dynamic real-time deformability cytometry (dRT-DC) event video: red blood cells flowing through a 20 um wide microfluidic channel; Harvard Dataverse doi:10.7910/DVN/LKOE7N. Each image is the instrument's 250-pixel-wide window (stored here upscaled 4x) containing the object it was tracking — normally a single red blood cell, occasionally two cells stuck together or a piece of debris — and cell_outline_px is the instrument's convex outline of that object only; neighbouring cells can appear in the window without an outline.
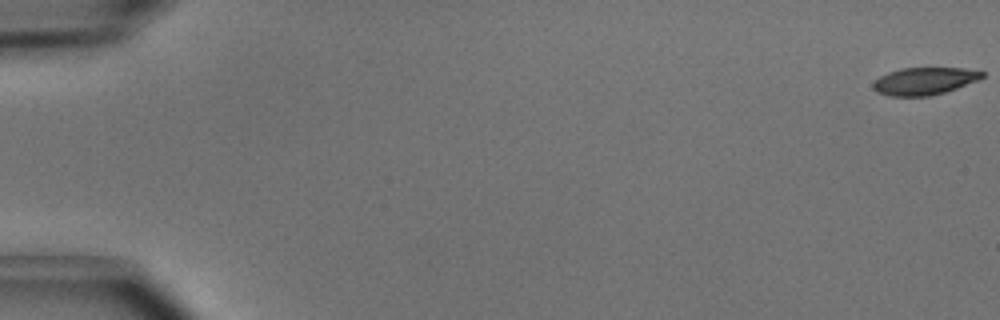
{"species": "common noctule bat (a hibernating species)", "species_latin": "Nyctalus noctula", "temperature_condition": "cold", "stored_images_in_passage": 51, "camera_frame_rate_fps": 3000, "um_per_image_px": 0.085, "animal": {"sex": "male", "body_mass_g": 15.6}, "frame": {"image": 1, "passage_image": 1, "time_ms": 0.0, "image_size_px": [1000, 320], "cell_outline_px": [[984, 76], [980, 80], [944, 92], [928, 96], [888, 96], [876, 92], [872, 88], [872, 84], [880, 76], [888, 72], [900, 68], [964, 68], [984, 72]], "centroid_in_image_um": [78.55, 6.89], "position_along_channel_um": 6.4, "area_um2": 17.46}}
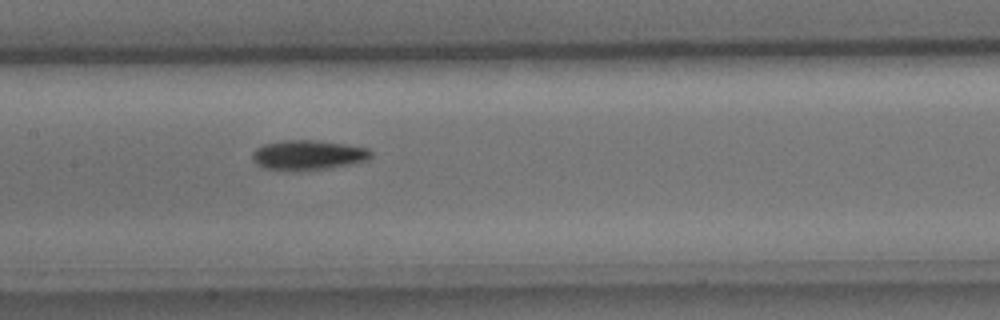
{"frame": {"image": 2, "passage_image": 26, "time_ms": 8.333, "image_size_px": [1000, 320], "cell_outline_px": [[372, 156], [368, 160], [352, 164], [328, 168], [296, 172], [284, 172], [264, 168], [256, 164], [252, 160], [252, 152], [256, 148], [264, 144], [284, 140], [316, 140], [344, 144], [368, 148], [372, 152]], "centroid_in_image_um": [26.15, 13.2], "position_along_channel_um": 181.3, "area_um2": 21.1}}
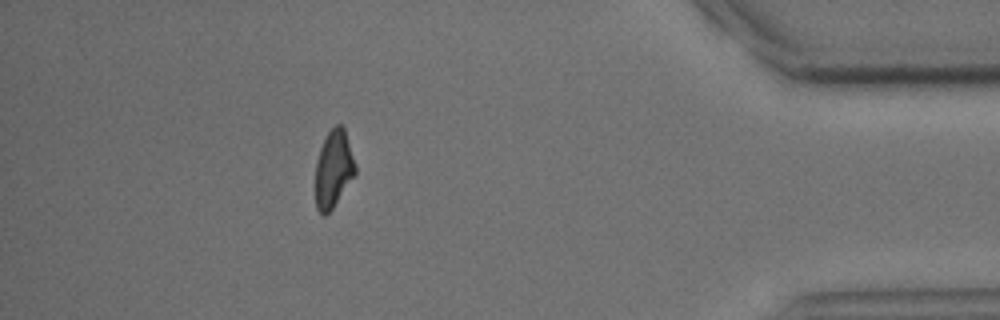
{"frame": {"image": 3, "passage_image": 46, "time_ms": 15.0, "image_size_px": [1000, 320], "cell_outline_px": [[356, 172], [332, 208], [324, 216], [316, 208], [316, 160], [324, 136], [336, 124], [340, 124], [344, 128], [356, 164]], "centroid_in_image_um": [28.34, 14.32], "position_along_channel_um": 406.9, "area_um2": 17.74}, "authors_computed_cell_mechanics": {"area_um2": 19.2474, "velocity_mm_per_s": 4.0277, "shape_relaxation_time_tau1_ms": 3.2261, "shape_relaxation_time_tau2_ms": 9.8079, "deformation_change_tau1": 0.1212, "deformation_change_tau2": 0.1832}}